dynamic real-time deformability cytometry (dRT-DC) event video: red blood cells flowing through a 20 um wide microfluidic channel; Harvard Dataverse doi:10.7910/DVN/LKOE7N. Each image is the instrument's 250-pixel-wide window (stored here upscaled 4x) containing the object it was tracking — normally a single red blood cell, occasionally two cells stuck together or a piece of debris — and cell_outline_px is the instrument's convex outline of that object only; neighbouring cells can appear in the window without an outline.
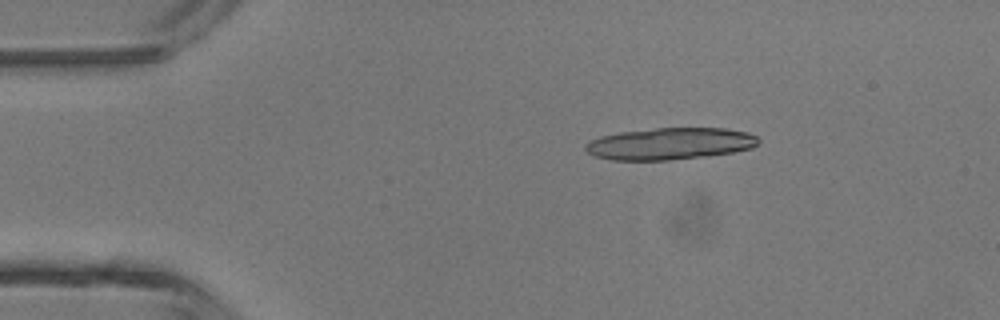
{"species": "common noctule bat (a hibernating species)", "species_latin": "Nyctalus noctula", "temperature_condition": "room temperature", "stored_images_in_passage": 5, "camera_frame_rate_fps": 3000, "um_per_image_px": 0.085, "animal": {"sex": "male", "body_mass_g": 13.3}, "frame": {"image": 1, "passage_image": 2, "time_ms": 0.333, "image_size_px": [1000, 320], "cell_outline_px": [[760, 140], [752, 148], [732, 152], [708, 156], [668, 160], [612, 160], [596, 156], [588, 152], [584, 148], [584, 144], [588, 140], [600, 136], [620, 132], [656, 128], [724, 128], [748, 132], [756, 136]], "centroid_in_image_um": [56.93, 12.21], "position_along_channel_um": 28.1, "area_um2": 32.19}}
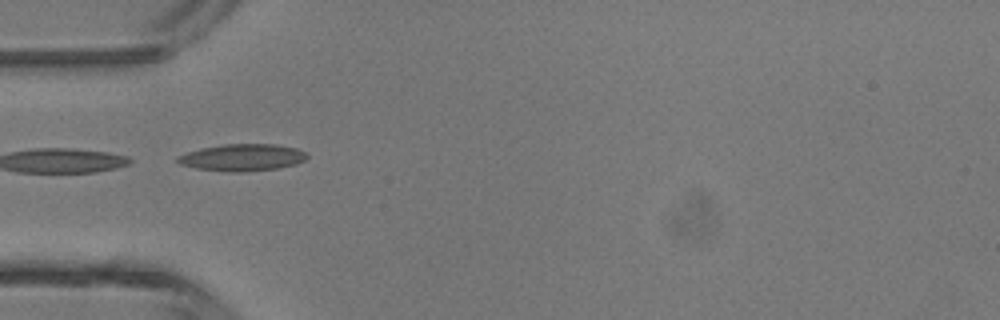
{"frame": {"image": 2, "passage_image": 4, "time_ms": 1.0, "image_size_px": [1000, 320], "cell_outline_px": [[308, 156], [304, 160], [296, 164], [276, 168], [240, 172], [232, 172], [196, 168], [180, 164], [176, 160], [176, 156], [200, 148], [224, 144], [276, 144], [296, 148], [304, 152]], "centroid_in_image_um": [20.57, 13.38], "position_along_channel_um": 64.4, "area_um2": 20.17}}
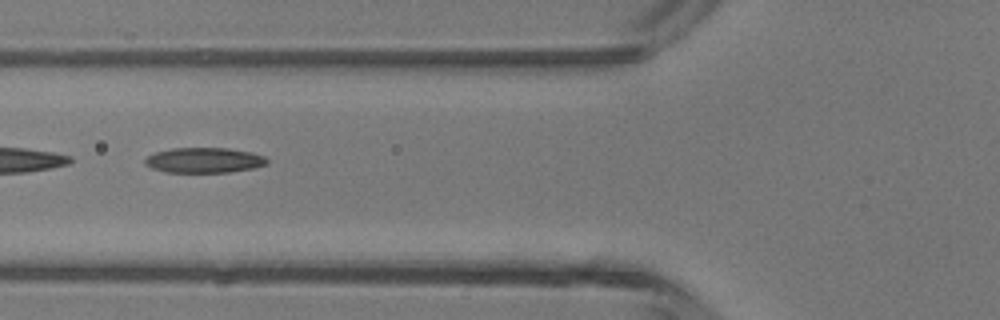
{"frame": {"image": 3, "passage_image": 5, "time_ms": 1.333, "image_size_px": [1000, 320], "cell_outline_px": [[268, 164], [252, 168], [228, 172], [164, 172], [152, 168], [144, 164], [144, 160], [148, 156], [156, 152], [172, 148], [228, 148], [252, 152], [264, 156], [268, 160]], "centroid_in_image_um": [17.35, 13.61], "position_along_channel_um": 108.4, "area_um2": 17.92}}